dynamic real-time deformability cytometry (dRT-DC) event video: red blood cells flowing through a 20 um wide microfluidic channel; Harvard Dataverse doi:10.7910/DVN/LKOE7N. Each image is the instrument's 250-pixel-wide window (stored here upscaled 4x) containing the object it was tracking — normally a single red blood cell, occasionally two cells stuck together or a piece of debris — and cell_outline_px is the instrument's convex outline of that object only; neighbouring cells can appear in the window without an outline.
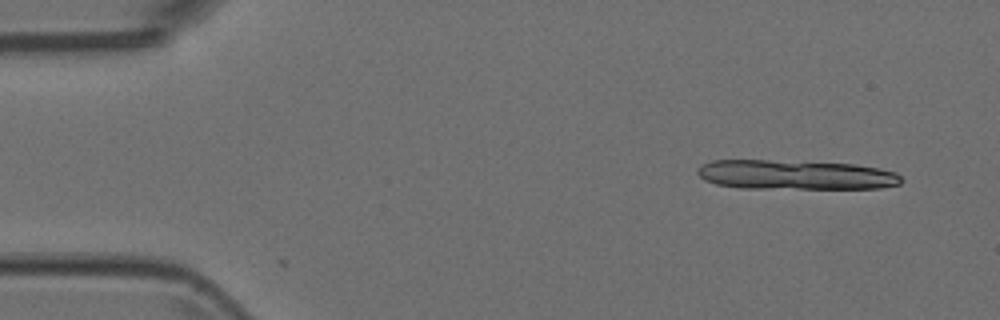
{"species": "Egyptian fruit bat (a non-hibernating species)", "species_latin": "Rousettus aegyptiacus", "temperature_condition": "room temperature", "stored_images_in_passage": 4, "camera_frame_rate_fps": 3000, "um_per_image_px": 0.085, "animal": {"sex": "female"}, "frame": {"image": 1, "passage_image": 1, "time_ms": 0.0, "image_size_px": [1000, 320], "cell_outline_px": [[904, 180], [900, 184], [880, 188], [740, 188], [716, 184], [704, 180], [696, 172], [700, 164], [712, 160], [768, 160], [856, 164], [880, 168], [896, 172]], "centroid_in_image_um": [67.61, 14.85], "position_along_channel_um": 17.4, "area_um2": 35.26}}